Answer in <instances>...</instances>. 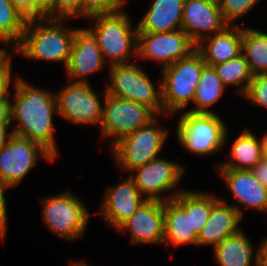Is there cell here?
<instances>
[{
    "instance_id": "5",
    "label": "cell",
    "mask_w": 267,
    "mask_h": 266,
    "mask_svg": "<svg viewBox=\"0 0 267 266\" xmlns=\"http://www.w3.org/2000/svg\"><path fill=\"white\" fill-rule=\"evenodd\" d=\"M176 134L183 148L201 156L220 151L228 139L227 127L215 112L186 111L178 121Z\"/></svg>"
},
{
    "instance_id": "42",
    "label": "cell",
    "mask_w": 267,
    "mask_h": 266,
    "mask_svg": "<svg viewBox=\"0 0 267 266\" xmlns=\"http://www.w3.org/2000/svg\"><path fill=\"white\" fill-rule=\"evenodd\" d=\"M261 266H267V238L261 243Z\"/></svg>"
},
{
    "instance_id": "13",
    "label": "cell",
    "mask_w": 267,
    "mask_h": 266,
    "mask_svg": "<svg viewBox=\"0 0 267 266\" xmlns=\"http://www.w3.org/2000/svg\"><path fill=\"white\" fill-rule=\"evenodd\" d=\"M133 178L140 194L146 195V200L167 201L172 200L179 192L166 195L162 198L165 192H171L184 173V167L173 161L165 158H156L155 160L137 167L132 170ZM173 188V189H172ZM148 195V196H147Z\"/></svg>"
},
{
    "instance_id": "40",
    "label": "cell",
    "mask_w": 267,
    "mask_h": 266,
    "mask_svg": "<svg viewBox=\"0 0 267 266\" xmlns=\"http://www.w3.org/2000/svg\"><path fill=\"white\" fill-rule=\"evenodd\" d=\"M6 48H0V74L11 73V54L9 55ZM9 55V56H8Z\"/></svg>"
},
{
    "instance_id": "6",
    "label": "cell",
    "mask_w": 267,
    "mask_h": 266,
    "mask_svg": "<svg viewBox=\"0 0 267 266\" xmlns=\"http://www.w3.org/2000/svg\"><path fill=\"white\" fill-rule=\"evenodd\" d=\"M110 83L106 94L143 104L157 115L164 113L161 84L156 89L153 82L135 63L112 65L109 67Z\"/></svg>"
},
{
    "instance_id": "27",
    "label": "cell",
    "mask_w": 267,
    "mask_h": 266,
    "mask_svg": "<svg viewBox=\"0 0 267 266\" xmlns=\"http://www.w3.org/2000/svg\"><path fill=\"white\" fill-rule=\"evenodd\" d=\"M242 54L253 76L267 74V33L243 28Z\"/></svg>"
},
{
    "instance_id": "36",
    "label": "cell",
    "mask_w": 267,
    "mask_h": 266,
    "mask_svg": "<svg viewBox=\"0 0 267 266\" xmlns=\"http://www.w3.org/2000/svg\"><path fill=\"white\" fill-rule=\"evenodd\" d=\"M55 19V0H36V19Z\"/></svg>"
},
{
    "instance_id": "32",
    "label": "cell",
    "mask_w": 267,
    "mask_h": 266,
    "mask_svg": "<svg viewBox=\"0 0 267 266\" xmlns=\"http://www.w3.org/2000/svg\"><path fill=\"white\" fill-rule=\"evenodd\" d=\"M244 97L256 105L267 108V74L253 76Z\"/></svg>"
},
{
    "instance_id": "31",
    "label": "cell",
    "mask_w": 267,
    "mask_h": 266,
    "mask_svg": "<svg viewBox=\"0 0 267 266\" xmlns=\"http://www.w3.org/2000/svg\"><path fill=\"white\" fill-rule=\"evenodd\" d=\"M125 0H81V17L111 13L122 9Z\"/></svg>"
},
{
    "instance_id": "11",
    "label": "cell",
    "mask_w": 267,
    "mask_h": 266,
    "mask_svg": "<svg viewBox=\"0 0 267 266\" xmlns=\"http://www.w3.org/2000/svg\"><path fill=\"white\" fill-rule=\"evenodd\" d=\"M55 97L59 116L77 125H100L103 105L89 82H71Z\"/></svg>"
},
{
    "instance_id": "19",
    "label": "cell",
    "mask_w": 267,
    "mask_h": 266,
    "mask_svg": "<svg viewBox=\"0 0 267 266\" xmlns=\"http://www.w3.org/2000/svg\"><path fill=\"white\" fill-rule=\"evenodd\" d=\"M233 197L247 209L267 212V187L251 170L218 169Z\"/></svg>"
},
{
    "instance_id": "44",
    "label": "cell",
    "mask_w": 267,
    "mask_h": 266,
    "mask_svg": "<svg viewBox=\"0 0 267 266\" xmlns=\"http://www.w3.org/2000/svg\"><path fill=\"white\" fill-rule=\"evenodd\" d=\"M85 263H86V262H84L83 260L80 261V262H78V261L75 262V261H74V263H72L71 266H87Z\"/></svg>"
},
{
    "instance_id": "1",
    "label": "cell",
    "mask_w": 267,
    "mask_h": 266,
    "mask_svg": "<svg viewBox=\"0 0 267 266\" xmlns=\"http://www.w3.org/2000/svg\"><path fill=\"white\" fill-rule=\"evenodd\" d=\"M14 90L13 120L19 124L17 128H11L13 133L41 145L56 159L59 153L53 126V115L57 112L56 94L33 87L19 76Z\"/></svg>"
},
{
    "instance_id": "33",
    "label": "cell",
    "mask_w": 267,
    "mask_h": 266,
    "mask_svg": "<svg viewBox=\"0 0 267 266\" xmlns=\"http://www.w3.org/2000/svg\"><path fill=\"white\" fill-rule=\"evenodd\" d=\"M81 17V0H55V19Z\"/></svg>"
},
{
    "instance_id": "7",
    "label": "cell",
    "mask_w": 267,
    "mask_h": 266,
    "mask_svg": "<svg viewBox=\"0 0 267 266\" xmlns=\"http://www.w3.org/2000/svg\"><path fill=\"white\" fill-rule=\"evenodd\" d=\"M158 123L156 118L146 127L121 137L111 146V153H113L118 167L132 172L135 168L159 157L168 131L160 128Z\"/></svg>"
},
{
    "instance_id": "37",
    "label": "cell",
    "mask_w": 267,
    "mask_h": 266,
    "mask_svg": "<svg viewBox=\"0 0 267 266\" xmlns=\"http://www.w3.org/2000/svg\"><path fill=\"white\" fill-rule=\"evenodd\" d=\"M13 122V104L11 100L7 98L0 102V123L11 127Z\"/></svg>"
},
{
    "instance_id": "34",
    "label": "cell",
    "mask_w": 267,
    "mask_h": 266,
    "mask_svg": "<svg viewBox=\"0 0 267 266\" xmlns=\"http://www.w3.org/2000/svg\"><path fill=\"white\" fill-rule=\"evenodd\" d=\"M10 2L27 21L36 19V0H10Z\"/></svg>"
},
{
    "instance_id": "21",
    "label": "cell",
    "mask_w": 267,
    "mask_h": 266,
    "mask_svg": "<svg viewBox=\"0 0 267 266\" xmlns=\"http://www.w3.org/2000/svg\"><path fill=\"white\" fill-rule=\"evenodd\" d=\"M185 0H153L138 22V32L159 33L182 29Z\"/></svg>"
},
{
    "instance_id": "8",
    "label": "cell",
    "mask_w": 267,
    "mask_h": 266,
    "mask_svg": "<svg viewBox=\"0 0 267 266\" xmlns=\"http://www.w3.org/2000/svg\"><path fill=\"white\" fill-rule=\"evenodd\" d=\"M98 95L104 97L102 119L100 122L102 137H112V146L121 137L146 127L156 119V113L149 107L136 102L113 97L106 90Z\"/></svg>"
},
{
    "instance_id": "2",
    "label": "cell",
    "mask_w": 267,
    "mask_h": 266,
    "mask_svg": "<svg viewBox=\"0 0 267 266\" xmlns=\"http://www.w3.org/2000/svg\"><path fill=\"white\" fill-rule=\"evenodd\" d=\"M64 19H35L26 23L20 43L13 49L26 58L62 62L66 69L75 29H64Z\"/></svg>"
},
{
    "instance_id": "35",
    "label": "cell",
    "mask_w": 267,
    "mask_h": 266,
    "mask_svg": "<svg viewBox=\"0 0 267 266\" xmlns=\"http://www.w3.org/2000/svg\"><path fill=\"white\" fill-rule=\"evenodd\" d=\"M10 188L8 184L0 179V237L5 238L7 232V209H6V197L4 196L5 190Z\"/></svg>"
},
{
    "instance_id": "22",
    "label": "cell",
    "mask_w": 267,
    "mask_h": 266,
    "mask_svg": "<svg viewBox=\"0 0 267 266\" xmlns=\"http://www.w3.org/2000/svg\"><path fill=\"white\" fill-rule=\"evenodd\" d=\"M251 241L241 230L235 235L222 238L214 247L215 260L220 266H260L261 246L253 257ZM253 259V260H252Z\"/></svg>"
},
{
    "instance_id": "29",
    "label": "cell",
    "mask_w": 267,
    "mask_h": 266,
    "mask_svg": "<svg viewBox=\"0 0 267 266\" xmlns=\"http://www.w3.org/2000/svg\"><path fill=\"white\" fill-rule=\"evenodd\" d=\"M27 20L14 8L10 0H0V42L16 46L20 43Z\"/></svg>"
},
{
    "instance_id": "14",
    "label": "cell",
    "mask_w": 267,
    "mask_h": 266,
    "mask_svg": "<svg viewBox=\"0 0 267 266\" xmlns=\"http://www.w3.org/2000/svg\"><path fill=\"white\" fill-rule=\"evenodd\" d=\"M228 25L223 18L218 0L184 1L182 29L195 45L204 38L224 30Z\"/></svg>"
},
{
    "instance_id": "9",
    "label": "cell",
    "mask_w": 267,
    "mask_h": 266,
    "mask_svg": "<svg viewBox=\"0 0 267 266\" xmlns=\"http://www.w3.org/2000/svg\"><path fill=\"white\" fill-rule=\"evenodd\" d=\"M41 203L44 223L54 234L69 241L83 236L89 213L84 202L70 190L43 198Z\"/></svg>"
},
{
    "instance_id": "28",
    "label": "cell",
    "mask_w": 267,
    "mask_h": 266,
    "mask_svg": "<svg viewBox=\"0 0 267 266\" xmlns=\"http://www.w3.org/2000/svg\"><path fill=\"white\" fill-rule=\"evenodd\" d=\"M213 68L225 87L228 85L239 86L237 87L239 93L242 96L246 94L253 75L243 54L224 63L214 65Z\"/></svg>"
},
{
    "instance_id": "38",
    "label": "cell",
    "mask_w": 267,
    "mask_h": 266,
    "mask_svg": "<svg viewBox=\"0 0 267 266\" xmlns=\"http://www.w3.org/2000/svg\"><path fill=\"white\" fill-rule=\"evenodd\" d=\"M11 73H2L0 74V102L6 100L7 98H9V86L11 85V82H14V84L17 81H11Z\"/></svg>"
},
{
    "instance_id": "43",
    "label": "cell",
    "mask_w": 267,
    "mask_h": 266,
    "mask_svg": "<svg viewBox=\"0 0 267 266\" xmlns=\"http://www.w3.org/2000/svg\"><path fill=\"white\" fill-rule=\"evenodd\" d=\"M262 160L267 162V133L261 138Z\"/></svg>"
},
{
    "instance_id": "18",
    "label": "cell",
    "mask_w": 267,
    "mask_h": 266,
    "mask_svg": "<svg viewBox=\"0 0 267 266\" xmlns=\"http://www.w3.org/2000/svg\"><path fill=\"white\" fill-rule=\"evenodd\" d=\"M240 206L227 204L219 199L212 207L209 219L198 233L197 246L215 245L222 239L241 231L238 227L243 219Z\"/></svg>"
},
{
    "instance_id": "12",
    "label": "cell",
    "mask_w": 267,
    "mask_h": 266,
    "mask_svg": "<svg viewBox=\"0 0 267 266\" xmlns=\"http://www.w3.org/2000/svg\"><path fill=\"white\" fill-rule=\"evenodd\" d=\"M195 50L196 45L183 29L159 33L138 32L137 56L158 61L162 69L188 57Z\"/></svg>"
},
{
    "instance_id": "30",
    "label": "cell",
    "mask_w": 267,
    "mask_h": 266,
    "mask_svg": "<svg viewBox=\"0 0 267 266\" xmlns=\"http://www.w3.org/2000/svg\"><path fill=\"white\" fill-rule=\"evenodd\" d=\"M260 0H218L224 20L229 25H234L247 12L253 9Z\"/></svg>"
},
{
    "instance_id": "41",
    "label": "cell",
    "mask_w": 267,
    "mask_h": 266,
    "mask_svg": "<svg viewBox=\"0 0 267 266\" xmlns=\"http://www.w3.org/2000/svg\"><path fill=\"white\" fill-rule=\"evenodd\" d=\"M8 125L0 123V151L7 144L10 137L14 134L13 131L8 132Z\"/></svg>"
},
{
    "instance_id": "23",
    "label": "cell",
    "mask_w": 267,
    "mask_h": 266,
    "mask_svg": "<svg viewBox=\"0 0 267 266\" xmlns=\"http://www.w3.org/2000/svg\"><path fill=\"white\" fill-rule=\"evenodd\" d=\"M197 237L191 226L190 212H184L173 200L164 201L163 244L197 246Z\"/></svg>"
},
{
    "instance_id": "25",
    "label": "cell",
    "mask_w": 267,
    "mask_h": 266,
    "mask_svg": "<svg viewBox=\"0 0 267 266\" xmlns=\"http://www.w3.org/2000/svg\"><path fill=\"white\" fill-rule=\"evenodd\" d=\"M220 198L204 192L182 190L172 200L184 211L190 212L192 229L198 234L209 219L213 205Z\"/></svg>"
},
{
    "instance_id": "10",
    "label": "cell",
    "mask_w": 267,
    "mask_h": 266,
    "mask_svg": "<svg viewBox=\"0 0 267 266\" xmlns=\"http://www.w3.org/2000/svg\"><path fill=\"white\" fill-rule=\"evenodd\" d=\"M39 155L50 162L55 160L41 145L13 134L0 151V179L10 187L17 186L35 167Z\"/></svg>"
},
{
    "instance_id": "16",
    "label": "cell",
    "mask_w": 267,
    "mask_h": 266,
    "mask_svg": "<svg viewBox=\"0 0 267 266\" xmlns=\"http://www.w3.org/2000/svg\"><path fill=\"white\" fill-rule=\"evenodd\" d=\"M131 233L133 244L164 242V202L146 200L118 229Z\"/></svg>"
},
{
    "instance_id": "39",
    "label": "cell",
    "mask_w": 267,
    "mask_h": 266,
    "mask_svg": "<svg viewBox=\"0 0 267 266\" xmlns=\"http://www.w3.org/2000/svg\"><path fill=\"white\" fill-rule=\"evenodd\" d=\"M251 171L257 180L267 187V162L261 160L251 169Z\"/></svg>"
},
{
    "instance_id": "24",
    "label": "cell",
    "mask_w": 267,
    "mask_h": 266,
    "mask_svg": "<svg viewBox=\"0 0 267 266\" xmlns=\"http://www.w3.org/2000/svg\"><path fill=\"white\" fill-rule=\"evenodd\" d=\"M230 156V161L224 162L218 167L251 170L262 160L261 140L257 139L252 130L245 129L232 143Z\"/></svg>"
},
{
    "instance_id": "15",
    "label": "cell",
    "mask_w": 267,
    "mask_h": 266,
    "mask_svg": "<svg viewBox=\"0 0 267 266\" xmlns=\"http://www.w3.org/2000/svg\"><path fill=\"white\" fill-rule=\"evenodd\" d=\"M100 212L109 227L118 229L146 201L142 198L133 178L128 176L116 186L110 187L102 199Z\"/></svg>"
},
{
    "instance_id": "3",
    "label": "cell",
    "mask_w": 267,
    "mask_h": 266,
    "mask_svg": "<svg viewBox=\"0 0 267 266\" xmlns=\"http://www.w3.org/2000/svg\"><path fill=\"white\" fill-rule=\"evenodd\" d=\"M87 19L95 20L94 26L87 29L97 39L103 59L110 60V66L129 64V58L137 56L138 28H132L128 14L122 9Z\"/></svg>"
},
{
    "instance_id": "26",
    "label": "cell",
    "mask_w": 267,
    "mask_h": 266,
    "mask_svg": "<svg viewBox=\"0 0 267 266\" xmlns=\"http://www.w3.org/2000/svg\"><path fill=\"white\" fill-rule=\"evenodd\" d=\"M224 90L225 86L215 69L212 66L205 65L192 101L197 107L187 111L193 113H213V110H209V107L217 103Z\"/></svg>"
},
{
    "instance_id": "4",
    "label": "cell",
    "mask_w": 267,
    "mask_h": 266,
    "mask_svg": "<svg viewBox=\"0 0 267 266\" xmlns=\"http://www.w3.org/2000/svg\"><path fill=\"white\" fill-rule=\"evenodd\" d=\"M205 65L202 55L195 50L188 57L161 69L162 103L166 115L182 111L193 101Z\"/></svg>"
},
{
    "instance_id": "17",
    "label": "cell",
    "mask_w": 267,
    "mask_h": 266,
    "mask_svg": "<svg viewBox=\"0 0 267 266\" xmlns=\"http://www.w3.org/2000/svg\"><path fill=\"white\" fill-rule=\"evenodd\" d=\"M104 61L97 39L87 28L75 32L66 73L72 82L88 83L87 77L103 69Z\"/></svg>"
},
{
    "instance_id": "20",
    "label": "cell",
    "mask_w": 267,
    "mask_h": 266,
    "mask_svg": "<svg viewBox=\"0 0 267 266\" xmlns=\"http://www.w3.org/2000/svg\"><path fill=\"white\" fill-rule=\"evenodd\" d=\"M243 26L228 25L196 45L206 65L214 66L242 54ZM205 41V42H204Z\"/></svg>"
}]
</instances>
